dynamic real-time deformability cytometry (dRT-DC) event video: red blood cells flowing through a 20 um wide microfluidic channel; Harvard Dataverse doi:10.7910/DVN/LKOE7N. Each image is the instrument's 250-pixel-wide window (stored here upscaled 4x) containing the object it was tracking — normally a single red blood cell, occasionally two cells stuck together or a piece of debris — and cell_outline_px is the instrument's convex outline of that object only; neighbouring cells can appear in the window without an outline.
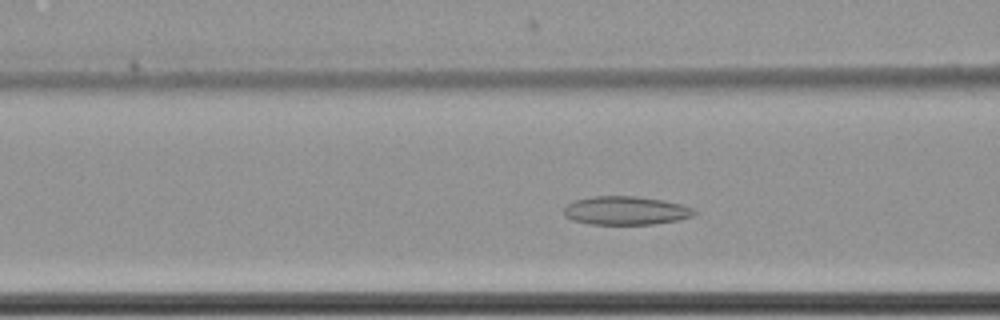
{"species": "common noctule bat (a hibernating species)", "species_latin": "Nyctalus noctula", "temperature_condition": "cold", "stored_images_in_passage": 53, "camera_frame_rate_fps": 3000, "um_per_image_px": 0.085, "animal": {"sex": "female", "body_mass_g": 22.7, "forearm_length_mm": 54.2}, "frame": {"image": 1, "passage_image": 18, "time_ms": 5.667, "image_size_px": [1000, 320], "cell_outline_px": [[700, 212], [692, 216], [680, 220], [652, 224], [588, 224], [572, 220], [564, 216], [564, 208], [572, 200], [592, 196], [636, 196], [664, 200], [680, 204], [692, 208]], "centroid_in_image_um": [53.19, 17.89], "position_along_channel_um": 113.4, "area_um2": 21.91}}
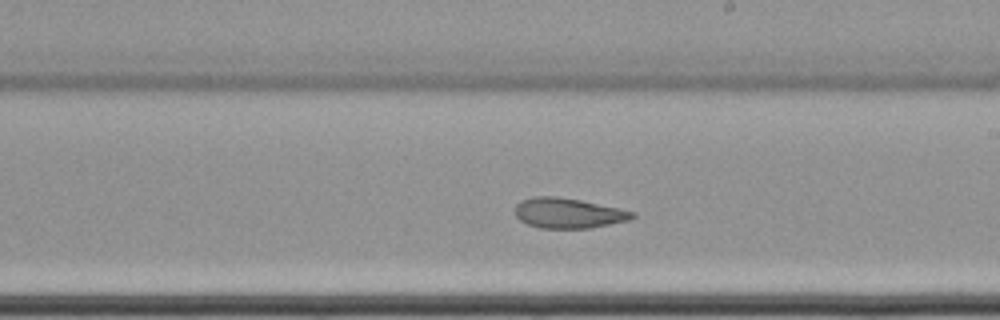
{"frame": {"image": 2, "passage_image": 29, "time_ms": 9.333, "image_size_px": [1000, 320], "cell_outline_px": [[636, 216], [628, 220], [592, 228], [540, 228], [528, 224], [520, 220], [516, 216], [516, 204], [520, 200], [532, 196], [556, 196], [580, 200], [636, 212]], "centroid_in_image_um": [48.29, 18.11], "position_along_channel_um": 240.7, "area_um2": 20.58}}
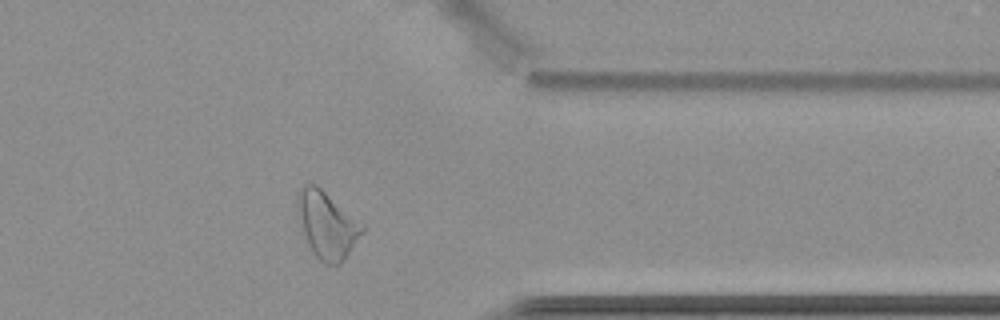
{"frame": {"image": 3, "passage_image": 42, "time_ms": 13.667, "image_size_px": [1000, 320], "cell_outline_px": [[364, 232], [344, 260], [340, 264], [324, 264], [312, 252], [308, 244], [304, 232], [296, 204], [296, 196], [300, 188], [304, 184], [316, 184], [364, 224]], "centroid_in_image_um": [27.81, 19.11], "position_along_channel_um": 383.6, "area_um2": 25.03}, "authors_computed_cell_mechanics": {"area_um2": 24.3338, "velocity_mm_per_s": 3.4766, "shape_relaxation_time_tau1_ms": null, "shape_relaxation_time_tau2_ms": 3.1685, "deformation_change_tau1": null, "deformation_change_tau2": 0.0983}}